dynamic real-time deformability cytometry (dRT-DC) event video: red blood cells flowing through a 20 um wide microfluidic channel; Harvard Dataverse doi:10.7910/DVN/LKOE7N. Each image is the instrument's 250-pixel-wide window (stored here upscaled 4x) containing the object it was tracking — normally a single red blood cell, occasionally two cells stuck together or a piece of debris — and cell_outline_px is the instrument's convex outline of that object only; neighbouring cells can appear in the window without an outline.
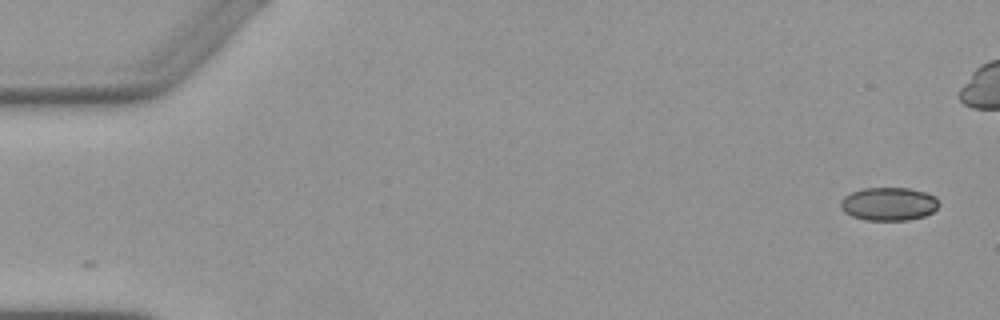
{"species": "Egyptian fruit bat (a non-hibernating species)", "species_latin": "Rousettus aegyptiacus", "temperature_condition": "warm", "stored_images_in_passage": 5, "camera_frame_rate_fps": 3000, "um_per_image_px": 0.085, "animal": {"sex": "female"}, "frame": {"image": 1, "passage_image": 1, "time_ms": 0.0, "image_size_px": [1000, 320], "cell_outline_px": [[940, 204], [932, 212], [924, 216], [908, 220], [864, 220], [852, 216], [844, 212], [840, 208], [840, 200], [844, 196], [852, 192], [864, 188], [908, 188], [924, 192], [936, 196]], "centroid_in_image_um": [75.53, 17.33], "position_along_channel_um": 9.5, "area_um2": 19.13}}